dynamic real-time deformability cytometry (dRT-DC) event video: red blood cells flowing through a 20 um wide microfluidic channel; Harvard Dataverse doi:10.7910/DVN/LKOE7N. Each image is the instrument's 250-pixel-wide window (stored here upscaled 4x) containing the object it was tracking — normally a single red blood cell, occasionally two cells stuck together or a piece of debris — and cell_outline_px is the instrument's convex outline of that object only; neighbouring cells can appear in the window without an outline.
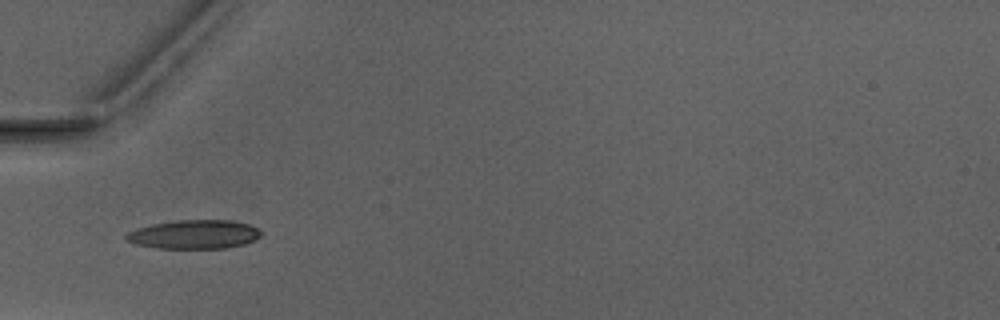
{"species": "Egyptian fruit bat (a non-hibernating species)", "species_latin": "Rousettus aegyptiacus", "temperature_condition": "warm", "stored_images_in_passage": 2, "camera_frame_rate_fps": 3000, "um_per_image_px": 0.085, "animal": {"sex": "male"}, "frame": {"image": 1, "passage_image": 2, "time_ms": 1.0, "image_size_px": [1000, 320], "cell_outline_px": [[264, 232], [256, 240], [244, 244], [224, 248], [156, 248], [136, 244], [124, 240], [124, 236], [128, 232], [152, 224], [176, 220], [232, 220], [248, 224]], "centroid_in_image_um": [16.52, 19.92], "position_along_channel_um": 68.5, "area_um2": 22.72}}